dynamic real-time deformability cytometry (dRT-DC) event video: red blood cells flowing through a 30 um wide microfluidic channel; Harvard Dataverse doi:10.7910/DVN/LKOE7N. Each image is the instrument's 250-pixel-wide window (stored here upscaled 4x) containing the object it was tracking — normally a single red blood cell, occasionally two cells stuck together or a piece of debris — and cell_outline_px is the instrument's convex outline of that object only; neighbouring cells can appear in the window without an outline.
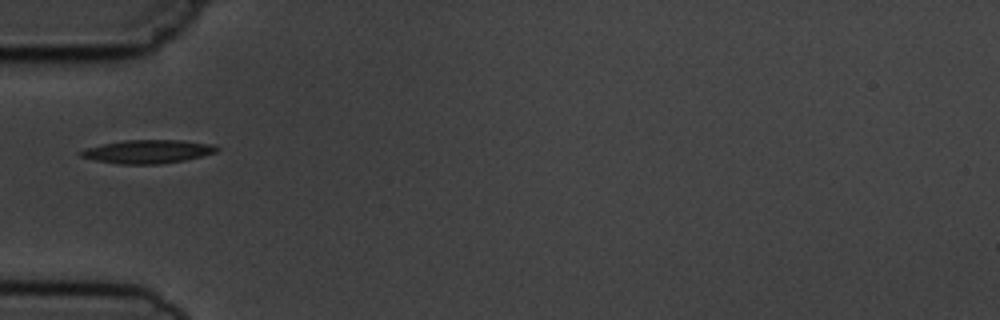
{"species": "common noctule bat (a hibernating species)", "species_latin": "Nyctalus noctula", "temperature_condition": "cold", "stored_images_in_passage": 9, "camera_frame_rate_fps": 3000, "um_per_image_px": 0.085, "animal": {"sex": "male", "body_mass_g": 19.5, "forearm_length_mm": 54.6}, "frame": {"image": 1, "passage_image": 6, "time_ms": 6.0, "image_size_px": [1000, 320], "cell_outline_px": [[220, 148], [216, 152], [184, 160], [160, 164], [120, 164], [96, 160], [80, 156], [76, 152], [84, 148], [124, 140], [184, 140], [216, 144]], "centroid_in_image_um": [12.57, 12.87], "position_along_channel_um": 72.4, "area_um2": 18.67}}
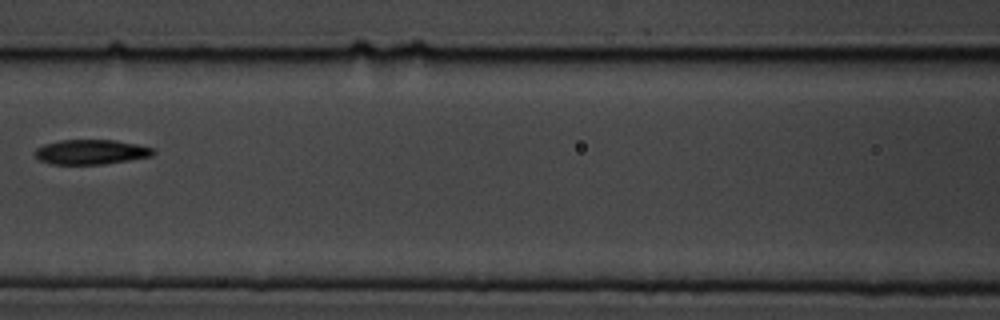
{"frame": {"image": 2, "passage_image": 8, "time_ms": 8.333, "image_size_px": [1000, 320], "cell_outline_px": [[156, 152], [152, 156], [104, 164], [52, 164], [40, 160], [36, 156], [36, 148], [44, 144], [60, 140], [116, 140], [156, 148]], "centroid_in_image_um": [7.78, 12.91], "position_along_channel_um": 158.8, "area_um2": 17.05}}
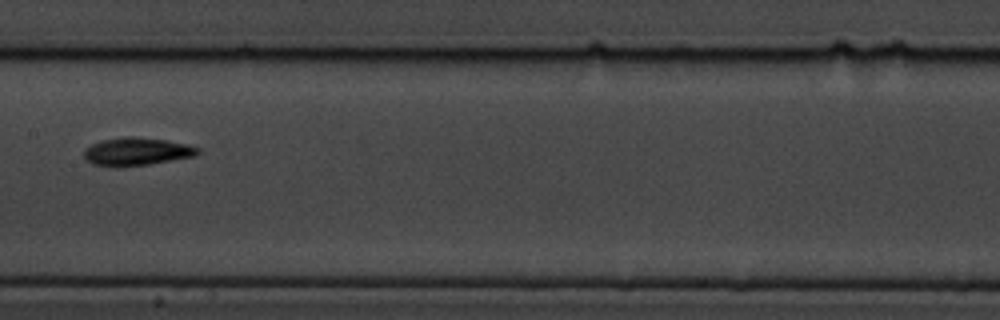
{"frame": {"image": 3, "passage_image": 9, "time_ms": 9.333, "image_size_px": [1000, 320], "cell_outline_px": [[200, 152], [196, 156], [148, 164], [116, 168], [92, 164], [84, 156], [84, 148], [92, 144], [104, 140], [128, 136], [132, 136], [168, 140], [188, 144], [200, 148]], "centroid_in_image_um": [11.64, 12.89], "position_along_channel_um": 195.8, "area_um2": 18.67}}